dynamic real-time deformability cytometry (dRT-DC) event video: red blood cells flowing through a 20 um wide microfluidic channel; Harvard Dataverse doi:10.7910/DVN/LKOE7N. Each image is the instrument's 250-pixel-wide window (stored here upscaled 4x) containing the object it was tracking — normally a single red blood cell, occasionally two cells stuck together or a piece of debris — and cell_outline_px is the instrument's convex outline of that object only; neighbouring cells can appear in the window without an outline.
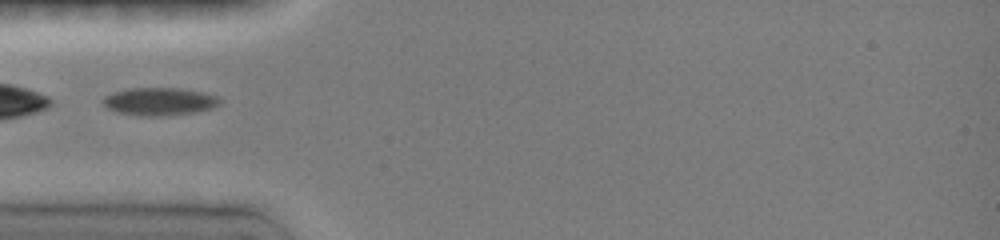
{"species": "common noctule bat (a hibernating species)", "species_latin": "Nyctalus noctula", "temperature_condition": "room temperature", "stored_images_in_passage": 8, "camera_frame_rate_fps": 3000, "um_per_image_px": 0.085, "animal": {"sex": "female", "body_mass_g": 19.0, "forearm_length_mm": 51.5}, "frame": {"image": 1, "passage_image": 1, "time_ms": 0.0, "image_size_px": [1000, 240], "cell_outline_px": [[220, 104], [212, 108], [196, 112], [172, 116], [140, 116], [116, 112], [108, 108], [100, 100], [104, 96], [112, 92], [132, 88], [172, 88], [200, 92], [216, 96], [220, 100]], "centroid_in_image_um": [13.51, 8.65], "position_along_channel_um": 71.5, "area_um2": 18.96}}
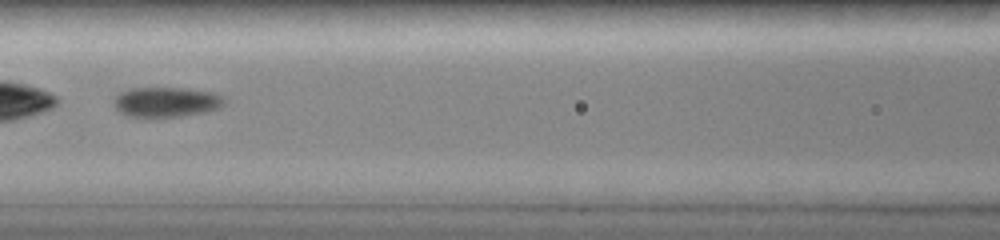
{"frame": {"image": 2, "passage_image": 5, "time_ms": 2.0, "image_size_px": [1000, 240], "cell_outline_px": [[224, 104], [220, 108], [208, 112], [180, 116], [148, 120], [128, 116], [120, 112], [112, 104], [116, 96], [120, 92], [132, 88], [180, 88], [208, 92], [220, 96]], "centroid_in_image_um": [14.04, 8.72], "position_along_channel_um": 152.6, "area_um2": 19.65}}